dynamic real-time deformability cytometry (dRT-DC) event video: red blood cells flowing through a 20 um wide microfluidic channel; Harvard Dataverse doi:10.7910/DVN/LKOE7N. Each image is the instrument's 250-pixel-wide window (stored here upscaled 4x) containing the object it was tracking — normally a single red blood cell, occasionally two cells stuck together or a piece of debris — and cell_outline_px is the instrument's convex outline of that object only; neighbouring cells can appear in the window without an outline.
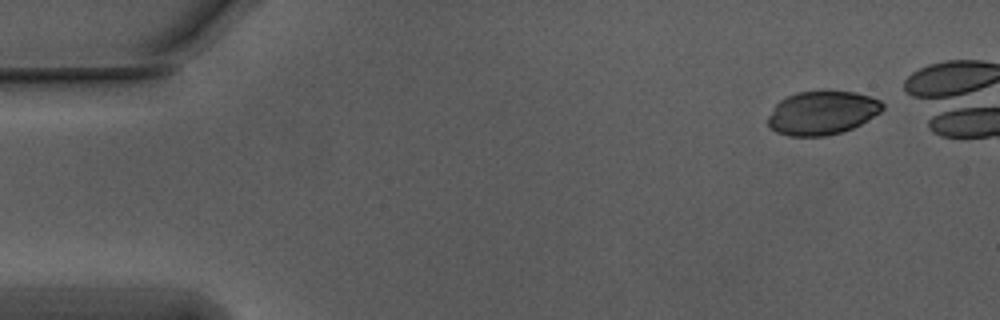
{"species": "Egyptian fruit bat (a non-hibernating species)", "species_latin": "Rousettus aegyptiacus", "temperature_condition": "warm", "stored_images_in_passage": 43, "camera_frame_rate_fps": 3000, "um_per_image_px": 0.085, "animal": {"sex": "male"}, "frame": {"image": 1, "passage_image": 1, "time_ms": 0.0, "image_size_px": [1000, 320], "cell_outline_px": [[884, 108], [880, 112], [860, 124], [852, 128], [840, 132], [824, 136], [788, 136], [776, 132], [768, 124], [768, 116], [776, 104], [780, 100], [796, 92], [828, 88], [852, 92], [868, 96], [880, 100], [884, 104]], "centroid_in_image_um": [69.87, 9.55], "position_along_channel_um": 15.1, "area_um2": 29.54}}
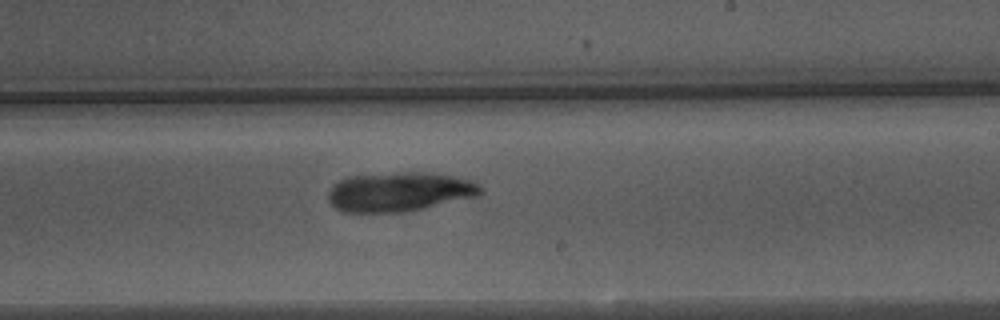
{"frame": {"image": 2, "passage_image": 29, "time_ms": 9.333, "image_size_px": [1000, 320], "cell_outline_px": [[484, 192], [476, 196], [408, 212], [340, 212], [328, 200], [328, 192], [332, 184], [348, 176], [396, 172], [424, 172], [452, 176], [472, 180], [480, 184], [484, 188]], "centroid_in_image_um": [33.95, 16.3], "position_along_channel_um": 255.1, "area_um2": 35.26}}
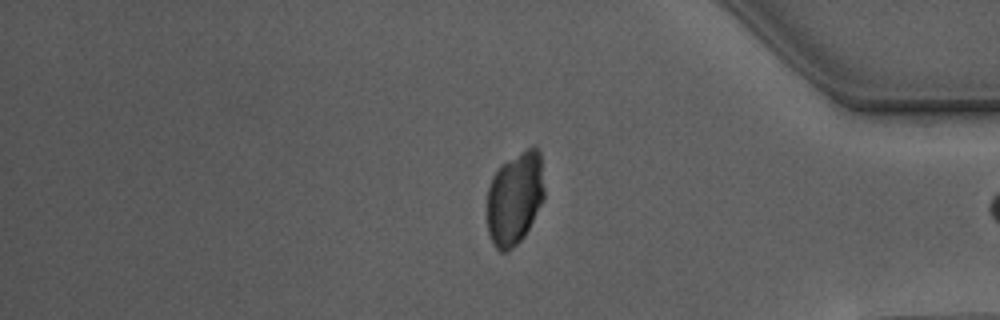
{"frame": {"image": 3, "passage_image": 42, "time_ms": 13.667, "image_size_px": [1000, 320], "cell_outline_px": [[544, 200], [524, 236], [512, 248], [504, 252], [500, 252], [492, 244], [488, 232], [488, 188], [492, 176], [508, 160], [528, 148], [536, 144], [540, 152], [544, 188]], "centroid_in_image_um": [43.77, 16.86], "position_along_channel_um": 391.4, "area_um2": 30.87}}